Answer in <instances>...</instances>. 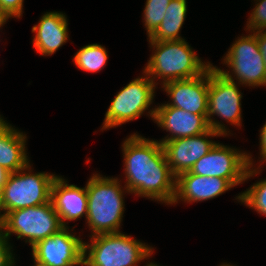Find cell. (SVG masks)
Returning <instances> with one entry per match:
<instances>
[{
    "instance_id": "ba28073f",
    "label": "cell",
    "mask_w": 266,
    "mask_h": 266,
    "mask_svg": "<svg viewBox=\"0 0 266 266\" xmlns=\"http://www.w3.org/2000/svg\"><path fill=\"white\" fill-rule=\"evenodd\" d=\"M233 78H226L216 66L210 67L207 120L209 128L222 136L227 135L229 131L212 116L217 115L232 125H241L242 93Z\"/></svg>"
},
{
    "instance_id": "484cf974",
    "label": "cell",
    "mask_w": 266,
    "mask_h": 266,
    "mask_svg": "<svg viewBox=\"0 0 266 266\" xmlns=\"http://www.w3.org/2000/svg\"><path fill=\"white\" fill-rule=\"evenodd\" d=\"M257 36L259 50L262 53L266 68V30H259L254 32Z\"/></svg>"
},
{
    "instance_id": "9c48e42d",
    "label": "cell",
    "mask_w": 266,
    "mask_h": 266,
    "mask_svg": "<svg viewBox=\"0 0 266 266\" xmlns=\"http://www.w3.org/2000/svg\"><path fill=\"white\" fill-rule=\"evenodd\" d=\"M223 62L232 70V73H229L217 68L226 78H231L234 73L233 76H236L239 84L251 87L266 86L265 62L254 32L248 36L238 37Z\"/></svg>"
},
{
    "instance_id": "d6a6232c",
    "label": "cell",
    "mask_w": 266,
    "mask_h": 266,
    "mask_svg": "<svg viewBox=\"0 0 266 266\" xmlns=\"http://www.w3.org/2000/svg\"><path fill=\"white\" fill-rule=\"evenodd\" d=\"M220 266H234V265H230V264H222Z\"/></svg>"
},
{
    "instance_id": "3957f363",
    "label": "cell",
    "mask_w": 266,
    "mask_h": 266,
    "mask_svg": "<svg viewBox=\"0 0 266 266\" xmlns=\"http://www.w3.org/2000/svg\"><path fill=\"white\" fill-rule=\"evenodd\" d=\"M155 48L143 72L157 83V77L165 84L174 80L190 79L204 74L212 64L203 63L183 39L178 41H149Z\"/></svg>"
},
{
    "instance_id": "8fae6325",
    "label": "cell",
    "mask_w": 266,
    "mask_h": 266,
    "mask_svg": "<svg viewBox=\"0 0 266 266\" xmlns=\"http://www.w3.org/2000/svg\"><path fill=\"white\" fill-rule=\"evenodd\" d=\"M31 248L35 263L48 266L83 265L84 242L73 235L68 226Z\"/></svg>"
},
{
    "instance_id": "9a60e30c",
    "label": "cell",
    "mask_w": 266,
    "mask_h": 266,
    "mask_svg": "<svg viewBox=\"0 0 266 266\" xmlns=\"http://www.w3.org/2000/svg\"><path fill=\"white\" fill-rule=\"evenodd\" d=\"M232 187L234 186L224 178L203 177L184 172L176 177L175 197L172 204L178 203L180 199L187 203L210 200L225 193Z\"/></svg>"
},
{
    "instance_id": "f1b7e54d",
    "label": "cell",
    "mask_w": 266,
    "mask_h": 266,
    "mask_svg": "<svg viewBox=\"0 0 266 266\" xmlns=\"http://www.w3.org/2000/svg\"><path fill=\"white\" fill-rule=\"evenodd\" d=\"M9 174L10 172H8L2 165H0V190H2Z\"/></svg>"
},
{
    "instance_id": "f546056e",
    "label": "cell",
    "mask_w": 266,
    "mask_h": 266,
    "mask_svg": "<svg viewBox=\"0 0 266 266\" xmlns=\"http://www.w3.org/2000/svg\"><path fill=\"white\" fill-rule=\"evenodd\" d=\"M7 20H8V17L0 10V27L1 28L6 23Z\"/></svg>"
},
{
    "instance_id": "7402d4cb",
    "label": "cell",
    "mask_w": 266,
    "mask_h": 266,
    "mask_svg": "<svg viewBox=\"0 0 266 266\" xmlns=\"http://www.w3.org/2000/svg\"><path fill=\"white\" fill-rule=\"evenodd\" d=\"M236 199L255 209L260 215L266 216V179L255 183L250 189L240 193Z\"/></svg>"
},
{
    "instance_id": "7c38bea8",
    "label": "cell",
    "mask_w": 266,
    "mask_h": 266,
    "mask_svg": "<svg viewBox=\"0 0 266 266\" xmlns=\"http://www.w3.org/2000/svg\"><path fill=\"white\" fill-rule=\"evenodd\" d=\"M210 136L222 135L210 128L201 135L178 138L162 144L168 165L175 177L190 171L192 166L214 147L217 142L208 140Z\"/></svg>"
},
{
    "instance_id": "5bb4252c",
    "label": "cell",
    "mask_w": 266,
    "mask_h": 266,
    "mask_svg": "<svg viewBox=\"0 0 266 266\" xmlns=\"http://www.w3.org/2000/svg\"><path fill=\"white\" fill-rule=\"evenodd\" d=\"M155 107L150 109L148 115L161 128L171 133V136H166L165 139L162 138L159 141L161 144L178 138L198 136L210 129L207 115H196L171 106Z\"/></svg>"
},
{
    "instance_id": "603a6c76",
    "label": "cell",
    "mask_w": 266,
    "mask_h": 266,
    "mask_svg": "<svg viewBox=\"0 0 266 266\" xmlns=\"http://www.w3.org/2000/svg\"><path fill=\"white\" fill-rule=\"evenodd\" d=\"M253 12L247 21V30L255 32V30H266V0H257Z\"/></svg>"
},
{
    "instance_id": "e0dca14e",
    "label": "cell",
    "mask_w": 266,
    "mask_h": 266,
    "mask_svg": "<svg viewBox=\"0 0 266 266\" xmlns=\"http://www.w3.org/2000/svg\"><path fill=\"white\" fill-rule=\"evenodd\" d=\"M32 32L33 47L41 55L50 56L54 54L68 40V20L62 12H47L41 16Z\"/></svg>"
},
{
    "instance_id": "44dd1931",
    "label": "cell",
    "mask_w": 266,
    "mask_h": 266,
    "mask_svg": "<svg viewBox=\"0 0 266 266\" xmlns=\"http://www.w3.org/2000/svg\"><path fill=\"white\" fill-rule=\"evenodd\" d=\"M171 0H147L144 8V25L148 38L156 31L164 18Z\"/></svg>"
},
{
    "instance_id": "83f0119b",
    "label": "cell",
    "mask_w": 266,
    "mask_h": 266,
    "mask_svg": "<svg viewBox=\"0 0 266 266\" xmlns=\"http://www.w3.org/2000/svg\"><path fill=\"white\" fill-rule=\"evenodd\" d=\"M1 210L4 211L3 214H1ZM6 208L3 201V193L2 190H0V235H3L6 225Z\"/></svg>"
},
{
    "instance_id": "7a4b0ae2",
    "label": "cell",
    "mask_w": 266,
    "mask_h": 266,
    "mask_svg": "<svg viewBox=\"0 0 266 266\" xmlns=\"http://www.w3.org/2000/svg\"><path fill=\"white\" fill-rule=\"evenodd\" d=\"M118 178L93 174L86 184L87 224L93 235L119 233L124 213V189Z\"/></svg>"
},
{
    "instance_id": "d4e9b609",
    "label": "cell",
    "mask_w": 266,
    "mask_h": 266,
    "mask_svg": "<svg viewBox=\"0 0 266 266\" xmlns=\"http://www.w3.org/2000/svg\"><path fill=\"white\" fill-rule=\"evenodd\" d=\"M12 247L8 240L0 235V266H10L14 263V256L11 253Z\"/></svg>"
},
{
    "instance_id": "4dcf8cb0",
    "label": "cell",
    "mask_w": 266,
    "mask_h": 266,
    "mask_svg": "<svg viewBox=\"0 0 266 266\" xmlns=\"http://www.w3.org/2000/svg\"><path fill=\"white\" fill-rule=\"evenodd\" d=\"M34 266H48V265H45V264H41V263H35ZM69 266H76V265H69Z\"/></svg>"
},
{
    "instance_id": "6da1fadb",
    "label": "cell",
    "mask_w": 266,
    "mask_h": 266,
    "mask_svg": "<svg viewBox=\"0 0 266 266\" xmlns=\"http://www.w3.org/2000/svg\"><path fill=\"white\" fill-rule=\"evenodd\" d=\"M122 148L125 192L172 204L176 177L170 170L162 144L134 133L124 141Z\"/></svg>"
},
{
    "instance_id": "8992f818",
    "label": "cell",
    "mask_w": 266,
    "mask_h": 266,
    "mask_svg": "<svg viewBox=\"0 0 266 266\" xmlns=\"http://www.w3.org/2000/svg\"><path fill=\"white\" fill-rule=\"evenodd\" d=\"M188 172L203 177L224 178L233 186L259 174V171L253 168V160L249 154L220 143H216Z\"/></svg>"
},
{
    "instance_id": "30bf717a",
    "label": "cell",
    "mask_w": 266,
    "mask_h": 266,
    "mask_svg": "<svg viewBox=\"0 0 266 266\" xmlns=\"http://www.w3.org/2000/svg\"><path fill=\"white\" fill-rule=\"evenodd\" d=\"M144 73L122 88L112 100L101 130L122 125L139 118L152 104L156 85Z\"/></svg>"
},
{
    "instance_id": "4316f807",
    "label": "cell",
    "mask_w": 266,
    "mask_h": 266,
    "mask_svg": "<svg viewBox=\"0 0 266 266\" xmlns=\"http://www.w3.org/2000/svg\"><path fill=\"white\" fill-rule=\"evenodd\" d=\"M260 155L261 162H266V122L260 132Z\"/></svg>"
},
{
    "instance_id": "ac0fdd59",
    "label": "cell",
    "mask_w": 266,
    "mask_h": 266,
    "mask_svg": "<svg viewBox=\"0 0 266 266\" xmlns=\"http://www.w3.org/2000/svg\"><path fill=\"white\" fill-rule=\"evenodd\" d=\"M0 116V165L13 173L25 169L30 160L26 154V134L8 125Z\"/></svg>"
},
{
    "instance_id": "52a82bcc",
    "label": "cell",
    "mask_w": 266,
    "mask_h": 266,
    "mask_svg": "<svg viewBox=\"0 0 266 266\" xmlns=\"http://www.w3.org/2000/svg\"><path fill=\"white\" fill-rule=\"evenodd\" d=\"M63 228L52 202L7 212L3 236L8 240L11 233L17 239H25L31 247L52 236Z\"/></svg>"
},
{
    "instance_id": "277c9868",
    "label": "cell",
    "mask_w": 266,
    "mask_h": 266,
    "mask_svg": "<svg viewBox=\"0 0 266 266\" xmlns=\"http://www.w3.org/2000/svg\"><path fill=\"white\" fill-rule=\"evenodd\" d=\"M90 237L91 243H84L83 266H137L153 253V248L121 232Z\"/></svg>"
},
{
    "instance_id": "5b68a950",
    "label": "cell",
    "mask_w": 266,
    "mask_h": 266,
    "mask_svg": "<svg viewBox=\"0 0 266 266\" xmlns=\"http://www.w3.org/2000/svg\"><path fill=\"white\" fill-rule=\"evenodd\" d=\"M30 167L28 164L25 169L10 173L3 185L2 193L6 213L51 201L52 184L57 175L45 172L34 174L31 173L32 170L29 171Z\"/></svg>"
},
{
    "instance_id": "4fadbf2b",
    "label": "cell",
    "mask_w": 266,
    "mask_h": 266,
    "mask_svg": "<svg viewBox=\"0 0 266 266\" xmlns=\"http://www.w3.org/2000/svg\"><path fill=\"white\" fill-rule=\"evenodd\" d=\"M210 68L197 77L174 80L162 84L172 102L159 106H171L196 115H207Z\"/></svg>"
},
{
    "instance_id": "1f68e13d",
    "label": "cell",
    "mask_w": 266,
    "mask_h": 266,
    "mask_svg": "<svg viewBox=\"0 0 266 266\" xmlns=\"http://www.w3.org/2000/svg\"><path fill=\"white\" fill-rule=\"evenodd\" d=\"M146 266H160V265H157V264H154L153 262H151V263H147V265Z\"/></svg>"
},
{
    "instance_id": "2e32d148",
    "label": "cell",
    "mask_w": 266,
    "mask_h": 266,
    "mask_svg": "<svg viewBox=\"0 0 266 266\" xmlns=\"http://www.w3.org/2000/svg\"><path fill=\"white\" fill-rule=\"evenodd\" d=\"M66 182L65 179L57 176L51 189V202L63 227H67L66 220L73 221L83 215L87 218L88 208L86 186L80 188Z\"/></svg>"
},
{
    "instance_id": "cb8c5ba5",
    "label": "cell",
    "mask_w": 266,
    "mask_h": 266,
    "mask_svg": "<svg viewBox=\"0 0 266 266\" xmlns=\"http://www.w3.org/2000/svg\"><path fill=\"white\" fill-rule=\"evenodd\" d=\"M24 0H0V10L9 18H20L23 13Z\"/></svg>"
},
{
    "instance_id": "d6986e66",
    "label": "cell",
    "mask_w": 266,
    "mask_h": 266,
    "mask_svg": "<svg viewBox=\"0 0 266 266\" xmlns=\"http://www.w3.org/2000/svg\"><path fill=\"white\" fill-rule=\"evenodd\" d=\"M187 12L186 0H171L163 20L156 31L148 38L149 41H178L183 40L179 31L183 26Z\"/></svg>"
},
{
    "instance_id": "ffe728a7",
    "label": "cell",
    "mask_w": 266,
    "mask_h": 266,
    "mask_svg": "<svg viewBox=\"0 0 266 266\" xmlns=\"http://www.w3.org/2000/svg\"><path fill=\"white\" fill-rule=\"evenodd\" d=\"M108 54L104 46L100 44H89L81 49L74 56L75 65L87 72H98L106 64Z\"/></svg>"
}]
</instances>
